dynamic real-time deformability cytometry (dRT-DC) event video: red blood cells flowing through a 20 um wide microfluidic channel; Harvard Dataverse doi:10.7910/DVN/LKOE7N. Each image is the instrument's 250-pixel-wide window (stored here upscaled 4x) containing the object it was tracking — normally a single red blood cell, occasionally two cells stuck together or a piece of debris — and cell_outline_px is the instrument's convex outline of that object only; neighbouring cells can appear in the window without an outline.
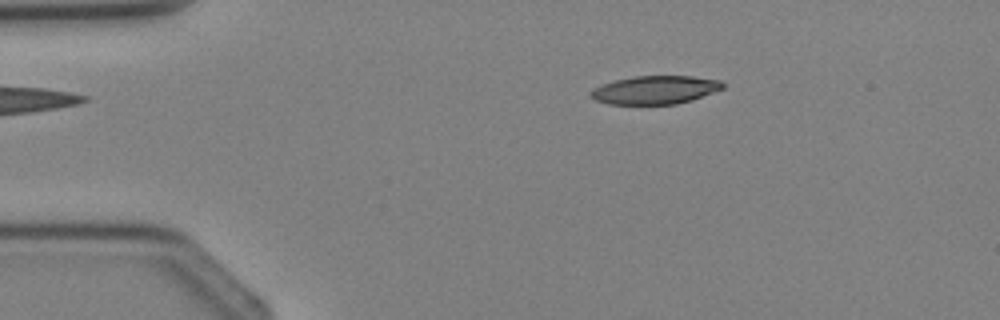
{"species": "Egyptian fruit bat (a non-hibernating species)", "species_latin": "Rousettus aegyptiacus", "temperature_condition": "cold", "stored_images_in_passage": 2, "camera_frame_rate_fps": 3000, "um_per_image_px": 0.085, "animal": {"sex": "female"}, "frame": {"image": 1, "passage_image": 2, "time_ms": 1.333, "image_size_px": [1000, 320], "cell_outline_px": [[724, 88], [692, 100], [676, 104], [608, 104], [596, 100], [588, 96], [588, 92], [592, 88], [616, 80], [636, 76], [692, 76], [720, 80], [724, 84]], "centroid_in_image_um": [55.66, 7.64], "position_along_channel_um": 29.3, "area_um2": 21.79}}